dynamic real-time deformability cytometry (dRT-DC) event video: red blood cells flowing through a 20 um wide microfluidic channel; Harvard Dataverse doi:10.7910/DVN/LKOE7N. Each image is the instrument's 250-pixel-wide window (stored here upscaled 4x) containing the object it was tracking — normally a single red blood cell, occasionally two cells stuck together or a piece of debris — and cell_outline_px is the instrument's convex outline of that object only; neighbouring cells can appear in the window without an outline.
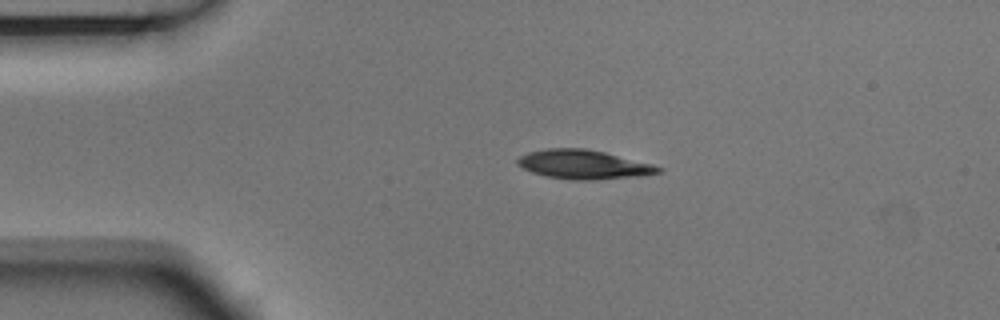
{"species": "Egyptian fruit bat (a non-hibernating species)", "species_latin": "Rousettus aegyptiacus", "temperature_condition": "room temperature", "stored_images_in_passage": 4, "camera_frame_rate_fps": 3000, "um_per_image_px": 0.085, "animal": {"sex": "male"}, "frame": {"image": 1, "passage_image": 3, "time_ms": 0.667, "image_size_px": [1000, 320], "cell_outline_px": [[664, 172], [644, 176], [596, 180], [576, 180], [548, 176], [532, 172], [516, 164], [516, 160], [520, 156], [528, 152], [548, 148], [584, 148], [604, 152], [652, 164], [664, 168]], "centroid_in_image_um": [49.66, 13.99], "position_along_channel_um": 35.3, "area_um2": 23.93}}